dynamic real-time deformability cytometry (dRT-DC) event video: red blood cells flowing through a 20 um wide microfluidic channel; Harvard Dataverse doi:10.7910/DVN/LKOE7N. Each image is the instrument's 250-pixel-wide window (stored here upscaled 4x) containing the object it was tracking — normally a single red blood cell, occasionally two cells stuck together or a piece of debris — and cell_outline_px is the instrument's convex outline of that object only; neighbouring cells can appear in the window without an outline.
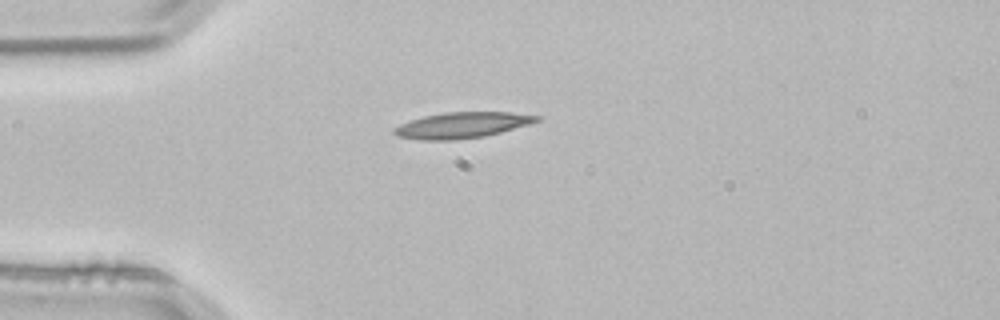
{"species": "common noctule bat (a hibernating species)", "species_latin": "Nyctalus noctula", "temperature_condition": "room temperature", "stored_images_in_passage": 4, "camera_frame_rate_fps": 3000, "um_per_image_px": 0.085, "animal": {"sex": "male", "body_mass_g": 21.5, "forearm_length_mm": 52.0}, "frame": {"image": 1, "passage_image": 4, "time_ms": 1.0, "image_size_px": [1000, 320], "cell_outline_px": [[540, 120], [528, 124], [500, 132], [484, 136], [456, 140], [420, 140], [396, 136], [392, 132], [392, 128], [400, 124], [424, 116], [444, 112], [508, 112], [540, 116]], "centroid_in_image_um": [39.21, 10.64], "position_along_channel_um": 45.8, "area_um2": 21.39}}